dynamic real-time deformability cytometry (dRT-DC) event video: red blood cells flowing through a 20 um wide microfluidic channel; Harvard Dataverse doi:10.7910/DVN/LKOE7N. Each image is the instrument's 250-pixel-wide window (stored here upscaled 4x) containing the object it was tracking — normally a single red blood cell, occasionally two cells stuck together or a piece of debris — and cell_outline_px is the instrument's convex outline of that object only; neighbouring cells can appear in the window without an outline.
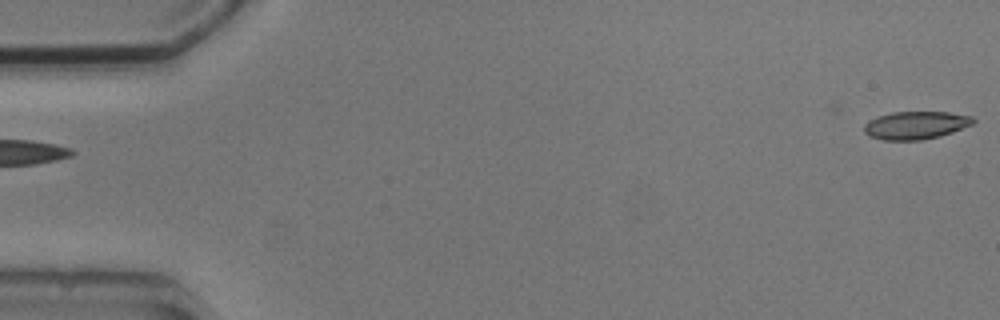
{"species": "common noctule bat (a hibernating species)", "species_latin": "Nyctalus noctula", "temperature_condition": "cold", "stored_images_in_passage": 5, "camera_frame_rate_fps": 3000, "um_per_image_px": 0.085, "animal": {"sex": "male", "body_mass_g": 20.5, "forearm_length_mm": 52.5}, "frame": {"image": 1, "passage_image": 1, "time_ms": 0.0, "image_size_px": [1000, 320], "cell_outline_px": [[976, 120], [972, 124], [952, 132], [940, 136], [920, 140], [884, 140], [868, 136], [864, 132], [864, 124], [868, 120], [876, 116], [892, 112], [948, 112], [972, 116]], "centroid_in_image_um": [77.8, 10.64], "position_along_channel_um": 7.2, "area_um2": 17.8}}
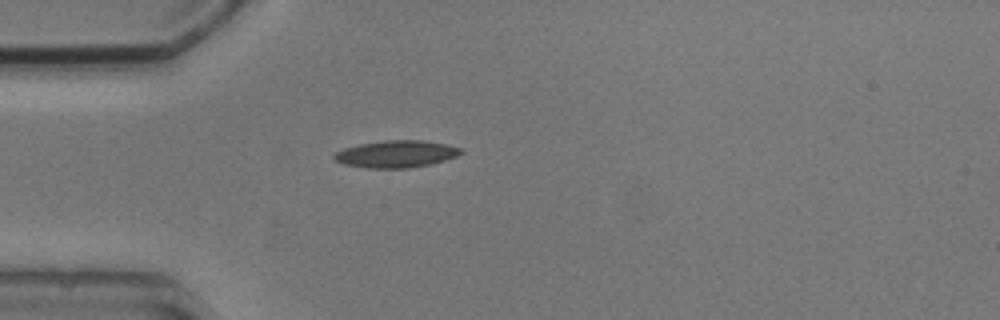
{"frame": {"image": 2, "passage_image": 5, "time_ms": 4.667, "image_size_px": [1000, 320], "cell_outline_px": [[464, 152], [456, 156], [444, 160], [428, 164], [408, 168], [364, 168], [344, 164], [336, 160], [332, 156], [336, 152], [344, 148], [360, 144], [384, 140], [424, 140], [464, 148]], "centroid_in_image_um": [33.68, 13.08], "position_along_channel_um": 51.3, "area_um2": 19.94}}